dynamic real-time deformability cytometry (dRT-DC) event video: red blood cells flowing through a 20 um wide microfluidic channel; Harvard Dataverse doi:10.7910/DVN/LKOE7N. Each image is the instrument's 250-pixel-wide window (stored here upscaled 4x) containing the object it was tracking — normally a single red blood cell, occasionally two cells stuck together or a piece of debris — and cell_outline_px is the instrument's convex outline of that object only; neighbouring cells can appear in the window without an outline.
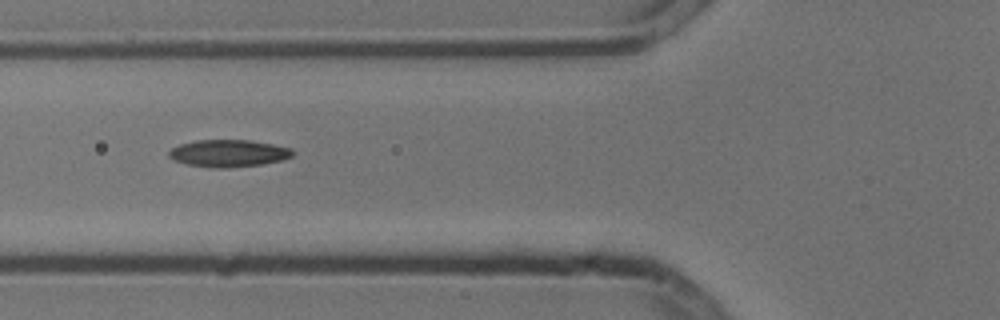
{"species": "common noctule bat (a hibernating species)", "species_latin": "Nyctalus noctula", "temperature_condition": "cold", "stored_images_in_passage": 15, "camera_frame_rate_fps": 3000, "um_per_image_px": 0.085, "animal": {"sex": "male", "body_mass_g": 13.3}, "frame": {"image": 1, "passage_image": 5, "time_ms": 1.333, "image_size_px": [1000, 320], "cell_outline_px": [[296, 152], [292, 156], [284, 160], [264, 164], [228, 168], [212, 168], [188, 164], [172, 160], [168, 156], [168, 152], [172, 148], [180, 144], [196, 140], [252, 140], [292, 148]], "centroid_in_image_um": [19.46, 13.03], "position_along_channel_um": 106.3, "area_um2": 19.88}}
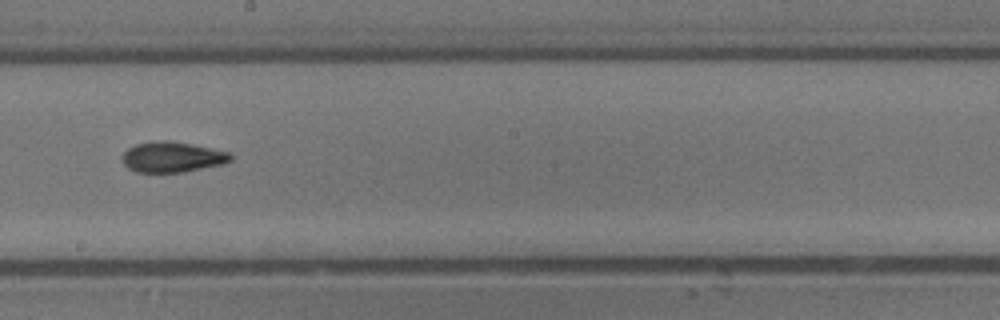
{"frame": {"image": 2, "passage_image": 8, "time_ms": 2.333, "image_size_px": [1000, 320], "cell_outline_px": [[232, 160], [224, 164], [184, 172], [136, 172], [128, 168], [124, 164], [120, 156], [128, 148], [136, 144], [156, 140], [168, 140], [192, 144], [232, 152]], "centroid_in_image_um": [14.66, 13.34], "position_along_channel_um": 233.5, "area_um2": 19.54}}
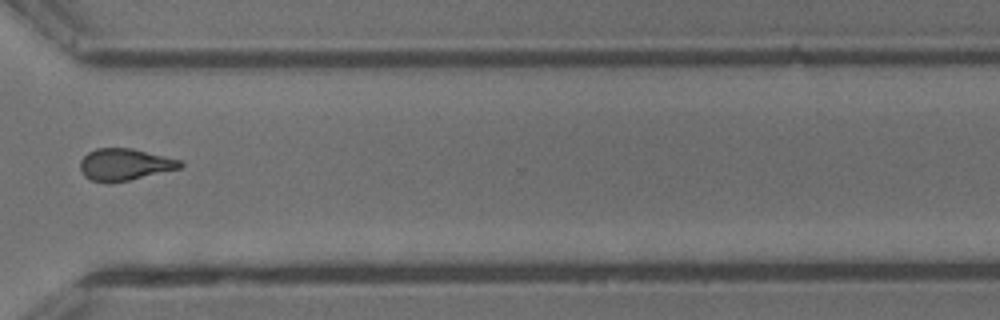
{"frame": {"image": 3, "passage_image": 11, "time_ms": 3.333, "image_size_px": [1000, 320], "cell_outline_px": [[184, 164], [180, 168], [128, 180], [108, 184], [92, 180], [84, 176], [80, 168], [80, 160], [88, 152], [96, 148], [132, 148], [180, 160]], "centroid_in_image_um": [10.56, 13.98], "position_along_channel_um": 360.0, "area_um2": 18.5}}